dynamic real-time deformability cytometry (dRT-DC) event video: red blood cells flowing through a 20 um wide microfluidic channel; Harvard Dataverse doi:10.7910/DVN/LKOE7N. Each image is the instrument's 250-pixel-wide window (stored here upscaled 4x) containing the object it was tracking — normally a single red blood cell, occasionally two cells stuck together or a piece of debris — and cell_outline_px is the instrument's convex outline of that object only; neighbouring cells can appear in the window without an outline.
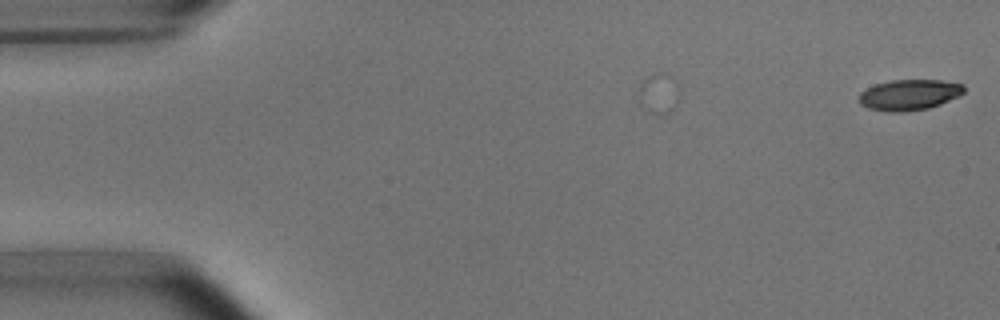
{"species": "common noctule bat (a hibernating species)", "species_latin": "Nyctalus noctula", "temperature_condition": "room temperature", "stored_images_in_passage": 2, "camera_frame_rate_fps": 3000, "um_per_image_px": 0.085, "animal": {"sex": "male", "body_mass_g": 15.6}, "frame": {"image": 1, "passage_image": 2, "time_ms": 1.333, "image_size_px": [1000, 320], "cell_outline_px": [[964, 92], [960, 96], [940, 104], [928, 108], [904, 112], [888, 112], [868, 108], [860, 104], [860, 92], [876, 84], [892, 80], [940, 80], [964, 84]], "centroid_in_image_um": [77.31, 8.06], "position_along_channel_um": 7.7, "area_um2": 18.79}}